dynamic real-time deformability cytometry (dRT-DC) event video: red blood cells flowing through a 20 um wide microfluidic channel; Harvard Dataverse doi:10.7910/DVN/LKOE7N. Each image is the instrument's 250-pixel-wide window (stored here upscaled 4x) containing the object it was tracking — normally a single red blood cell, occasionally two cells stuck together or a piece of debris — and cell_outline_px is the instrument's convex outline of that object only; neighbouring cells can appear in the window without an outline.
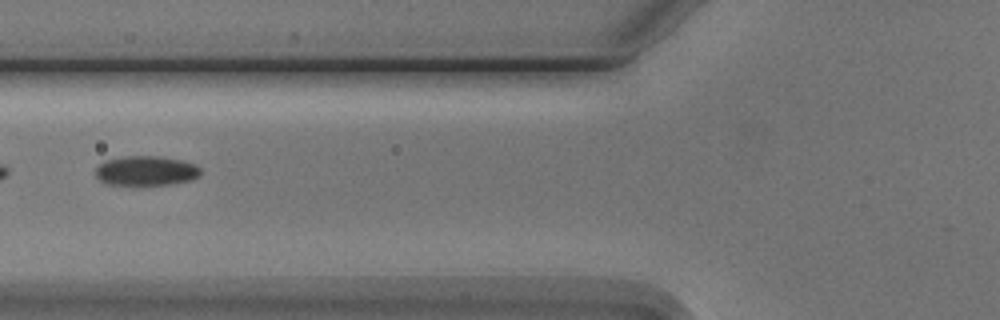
{"species": "Egyptian fruit bat (a non-hibernating species)", "species_latin": "Rousettus aegyptiacus", "temperature_condition": "cold", "stored_images_in_passage": 6, "camera_frame_rate_fps": 3000, "um_per_image_px": 0.085, "animal": {"sex": "male"}, "frame": {"image": 1, "passage_image": 3, "time_ms": 2.333, "image_size_px": [1000, 320], "cell_outline_px": [[200, 176], [192, 180], [172, 184], [140, 188], [136, 188], [104, 184], [96, 176], [96, 168], [104, 160], [124, 156], [156, 156], [180, 160], [196, 164], [200, 168]], "centroid_in_image_um": [12.38, 14.58], "position_along_channel_um": 113.4, "area_um2": 19.13}}
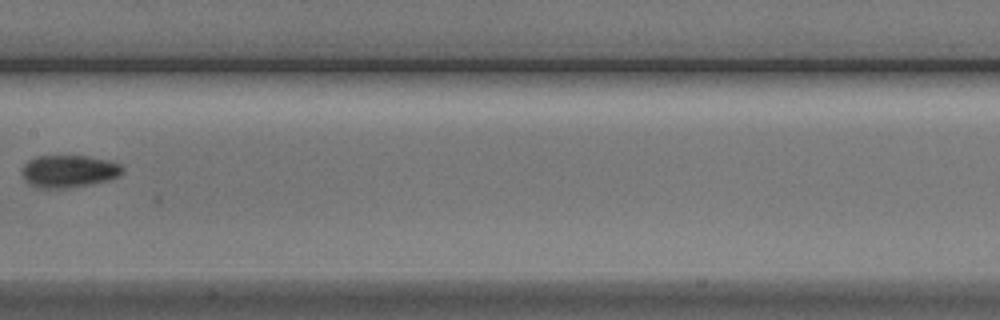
{"frame": {"image": 2, "passage_image": 5, "time_ms": 4.667, "image_size_px": [1000, 320], "cell_outline_px": [[124, 172], [120, 176], [108, 180], [88, 184], [64, 188], [40, 188], [28, 184], [24, 180], [20, 172], [24, 164], [28, 160], [36, 156], [88, 156], [108, 160], [120, 164], [124, 168]], "centroid_in_image_um": [5.83, 14.55], "position_along_channel_um": 201.6, "area_um2": 19.13}}
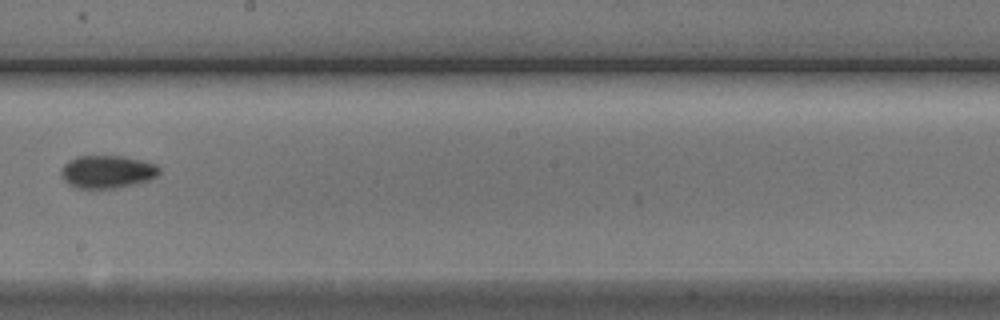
{"frame": {"image": 3, "passage_image": 6, "time_ms": 5.667, "image_size_px": [1000, 320], "cell_outline_px": [[160, 172], [156, 176], [148, 180], [136, 184], [116, 188], [76, 188], [64, 180], [60, 172], [64, 164], [68, 160], [76, 156], [124, 156], [156, 164], [160, 168]], "centroid_in_image_um": [9.11, 14.59], "position_along_channel_um": 239.1, "area_um2": 18.79}}